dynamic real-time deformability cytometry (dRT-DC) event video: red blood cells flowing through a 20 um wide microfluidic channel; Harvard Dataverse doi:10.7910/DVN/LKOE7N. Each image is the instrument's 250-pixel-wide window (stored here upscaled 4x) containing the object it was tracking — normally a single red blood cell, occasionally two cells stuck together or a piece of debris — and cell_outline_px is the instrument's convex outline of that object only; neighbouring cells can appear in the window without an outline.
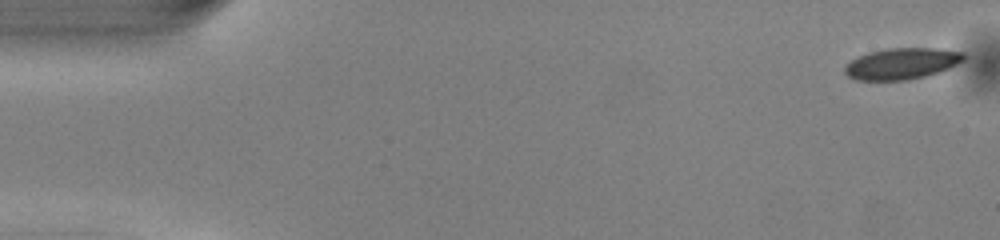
{"species": "common noctule bat (a hibernating species)", "species_latin": "Nyctalus noctula", "temperature_condition": "warm", "stored_images_in_passage": 50, "camera_frame_rate_fps": 3000, "um_per_image_px": 0.085, "animal": {"sex": "male", "body_mass_g": 13.0, "forearm_length_mm": 53.1}, "frame": {"image": 1, "passage_image": 1, "time_ms": 0.0, "image_size_px": [1000, 240], "cell_outline_px": [[964, 60], [940, 72], [908, 80], [856, 80], [848, 76], [844, 72], [844, 68], [852, 60], [868, 52], [888, 48], [936, 48], [964, 52]], "centroid_in_image_um": [76.66, 5.41], "position_along_channel_um": 8.3, "area_um2": 21.56}}
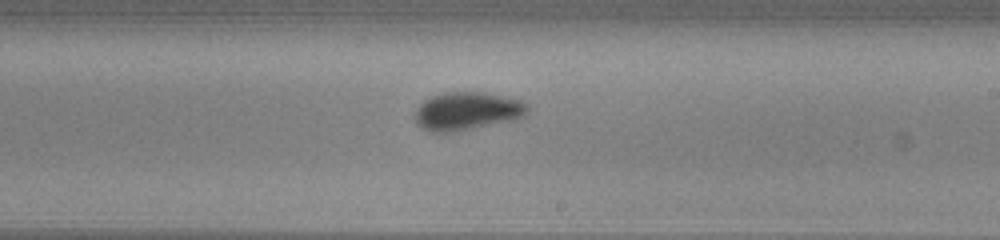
{"frame": {"image": 2, "passage_image": 29, "time_ms": 9.333, "image_size_px": [1000, 240], "cell_outline_px": [[528, 112], [524, 116], [516, 120], [448, 132], [432, 132], [416, 124], [416, 108], [424, 100], [432, 96], [444, 92], [484, 92], [504, 96], [520, 100], [528, 104]], "centroid_in_image_um": [39.73, 9.43], "position_along_channel_um": 249.3, "area_um2": 24.85}}
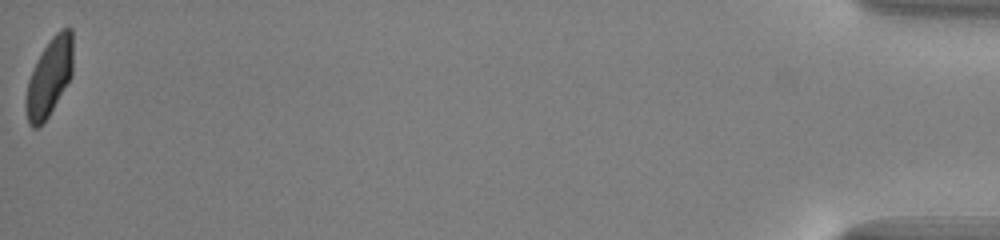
{"frame": {"image": 3, "passage_image": 50, "time_ms": 16.333, "image_size_px": [1000, 240], "cell_outline_px": [[72, 76], [48, 116], [36, 128], [32, 128], [28, 124], [24, 104], [24, 100], [28, 80], [44, 48], [52, 36], [60, 28], [72, 28]], "centroid_in_image_um": [4.18, 6.58], "position_along_channel_um": 431.0, "area_um2": 21.15}, "authors_computed_cell_mechanics": {"area_um2": 22.9177, "velocity_mm_per_s": 4.0841, "shape_relaxation_time_tau1_ms": 2.5046, "shape_relaxation_time_tau2_ms": 0.2386, "deformation_change_tau1": 0.1235, "deformation_change_tau2": 0.0569}}